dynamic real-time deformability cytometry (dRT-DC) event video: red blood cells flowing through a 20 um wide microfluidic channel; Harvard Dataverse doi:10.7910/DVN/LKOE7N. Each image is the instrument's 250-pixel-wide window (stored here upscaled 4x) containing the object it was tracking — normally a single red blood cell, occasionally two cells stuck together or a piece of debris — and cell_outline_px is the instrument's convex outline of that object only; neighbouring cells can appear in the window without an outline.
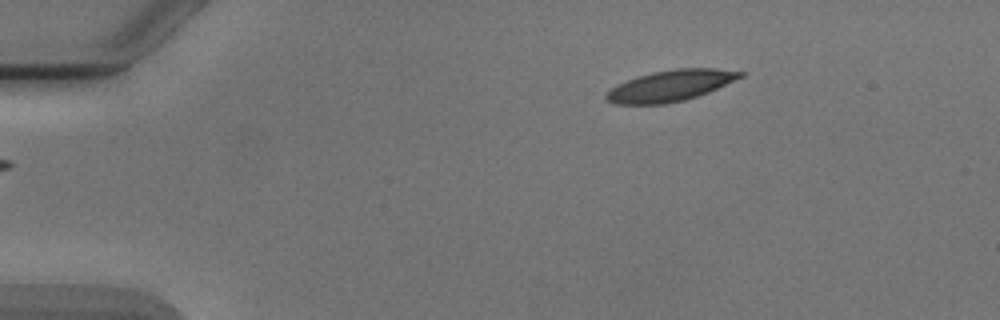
{"species": "Egyptian fruit bat (a non-hibernating species)", "species_latin": "Rousettus aegyptiacus", "temperature_condition": "cold", "stored_images_in_passage": 2, "camera_frame_rate_fps": 3000, "um_per_image_px": 0.085, "animal": {"sex": "male"}, "frame": {"image": 1, "passage_image": 2, "time_ms": 2.0, "image_size_px": [1000, 320], "cell_outline_px": [[744, 76], [708, 92], [684, 100], [664, 104], [612, 104], [604, 96], [616, 84], [636, 76], [652, 72], [676, 68], [716, 68], [744, 72]], "centroid_in_image_um": [56.97, 7.27], "position_along_channel_um": 28.0, "area_um2": 24.22}}